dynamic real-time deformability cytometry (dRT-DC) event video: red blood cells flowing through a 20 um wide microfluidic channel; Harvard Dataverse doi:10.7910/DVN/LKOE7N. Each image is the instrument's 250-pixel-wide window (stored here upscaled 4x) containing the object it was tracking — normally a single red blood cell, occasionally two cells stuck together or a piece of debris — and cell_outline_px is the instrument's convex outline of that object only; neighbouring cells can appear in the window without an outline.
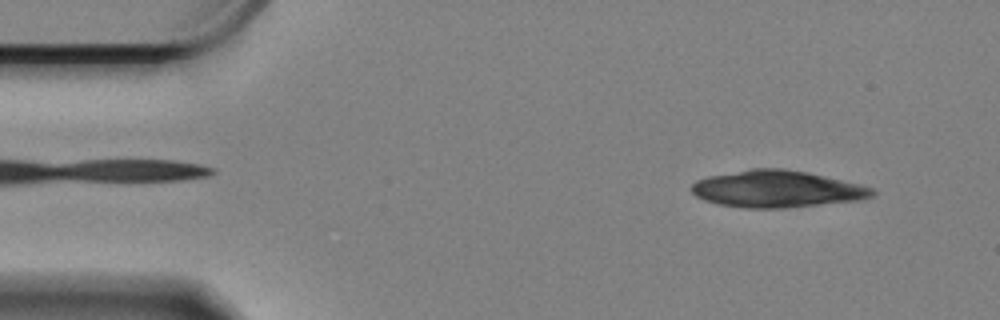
{"species": "Egyptian fruit bat (a non-hibernating species)", "species_latin": "Rousettus aegyptiacus", "temperature_condition": "cold", "stored_images_in_passage": 57, "camera_frame_rate_fps": 3000, "um_per_image_px": 0.085, "animal": {"sex": "female"}, "frame": {"image": 1, "passage_image": 5, "time_ms": 1.333, "image_size_px": [1000, 320], "cell_outline_px": [[876, 192], [872, 196], [860, 200], [784, 208], [744, 208], [720, 204], [704, 200], [696, 196], [692, 192], [692, 184], [696, 180], [708, 176], [752, 168], [784, 168], [808, 172], [872, 188]], "centroid_in_image_um": [66.0, 16.06], "position_along_channel_um": 19.0, "area_um2": 38.61}}